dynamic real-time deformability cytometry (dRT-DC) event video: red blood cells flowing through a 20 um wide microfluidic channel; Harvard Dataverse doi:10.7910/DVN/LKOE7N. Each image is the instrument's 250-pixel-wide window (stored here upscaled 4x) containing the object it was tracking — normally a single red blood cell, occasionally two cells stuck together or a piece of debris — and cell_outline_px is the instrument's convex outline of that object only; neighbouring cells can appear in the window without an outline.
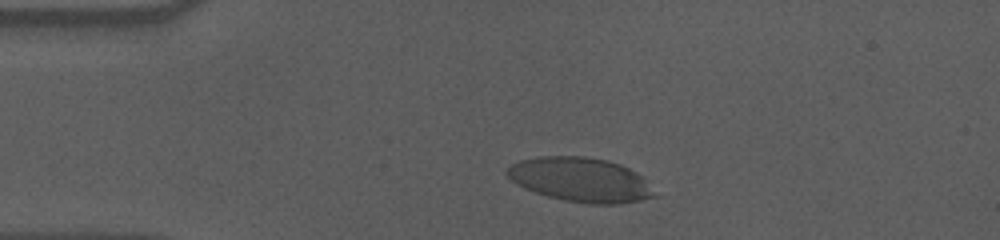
{"species": "human", "species_latin": "Homo sapiens", "temperature_condition": "cold", "stored_images_in_passage": 42, "camera_frame_rate_fps": 3000, "um_per_image_px": 0.085, "donor": {"sex": "male"}, "frame": {"image": 1, "passage_image": 7, "time_ms": 2.0, "image_size_px": [1000, 240], "cell_outline_px": [[660, 196], [620, 204], [588, 204], [564, 200], [548, 196], [524, 188], [516, 184], [504, 172], [512, 164], [520, 160], [540, 156], [584, 156], [608, 160], [620, 164], [644, 176]], "centroid_in_image_um": [49.4, 15.28], "position_along_channel_um": 35.6, "area_um2": 38.44}}
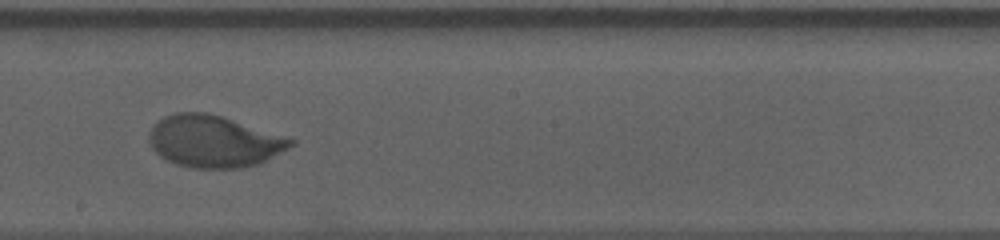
{"frame": {"image": 2, "passage_image": 27, "time_ms": 8.667, "image_size_px": [1000, 240], "cell_outline_px": [[296, 144], [260, 164], [240, 168], [192, 168], [176, 164], [160, 156], [152, 148], [148, 140], [148, 136], [152, 124], [164, 116], [176, 112], [208, 112], [296, 140]], "centroid_in_image_um": [18.15, 12.02], "position_along_channel_um": 230.0, "area_um2": 42.89}}
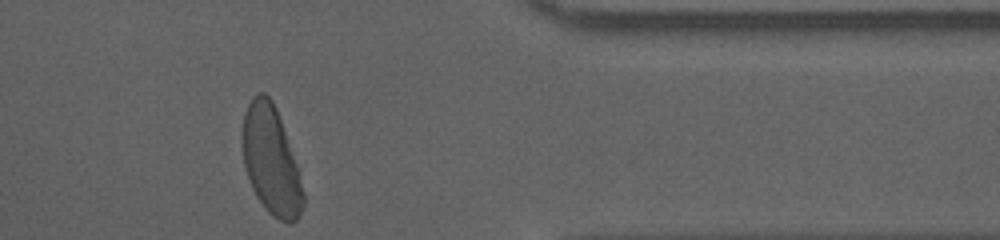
{"frame": {"image": 3, "passage_image": 42, "time_ms": 13.667, "image_size_px": [1000, 240], "cell_outline_px": [[304, 208], [296, 220], [292, 224], [288, 224], [280, 220], [268, 212], [256, 196], [248, 180], [244, 164], [240, 140], [244, 112], [252, 96], [256, 92], [264, 92], [272, 100], [276, 108], [300, 172], [304, 192]], "centroid_in_image_um": [23.03, 13.64], "position_along_channel_um": 388.4, "area_um2": 38.96}, "authors_computed_cell_mechanics": {"area_um2": 42.0495, "velocity_mm_per_s": 3.5304, "shape_relaxation_time_tau1_ms": 4.1267, "shape_relaxation_time_tau2_ms": null, "deformation_change_tau1": 0.1787, "deformation_change_tau2": null}}